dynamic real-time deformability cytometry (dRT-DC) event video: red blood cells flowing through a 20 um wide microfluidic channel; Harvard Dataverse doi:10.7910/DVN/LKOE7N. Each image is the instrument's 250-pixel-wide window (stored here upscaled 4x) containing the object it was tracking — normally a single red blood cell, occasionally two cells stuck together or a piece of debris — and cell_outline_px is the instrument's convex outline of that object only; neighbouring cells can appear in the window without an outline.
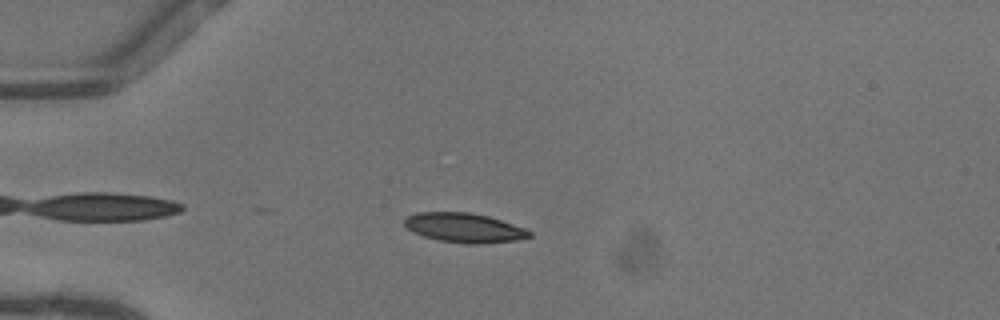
{"species": "common noctule bat (a hibernating species)", "species_latin": "Nyctalus noctula", "temperature_condition": "warm", "stored_images_in_passage": 34, "camera_frame_rate_fps": 3000, "um_per_image_px": 0.085, "animal": {"sex": "female"}, "frame": {"image": 1, "passage_image": 6, "time_ms": 1.667, "image_size_px": [1000, 320], "cell_outline_px": [[532, 236], [516, 240], [480, 244], [468, 244], [440, 240], [424, 236], [412, 232], [404, 224], [404, 220], [408, 216], [416, 212], [468, 212], [488, 216], [524, 228], [532, 232]], "centroid_in_image_um": [39.45, 19.36], "position_along_channel_um": 45.6, "area_um2": 21.27}}
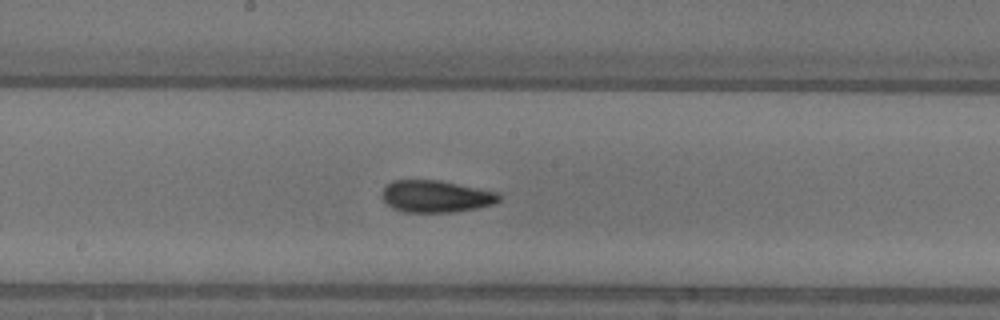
{"frame": {"image": 2, "passage_image": 20, "time_ms": 6.333, "image_size_px": [1000, 320], "cell_outline_px": [[500, 200], [492, 204], [476, 208], [452, 212], [404, 212], [392, 208], [384, 204], [380, 196], [380, 192], [392, 180], [440, 180], [500, 192]], "centroid_in_image_um": [37.01, 16.69], "position_along_channel_um": 211.2, "area_um2": 22.14}}
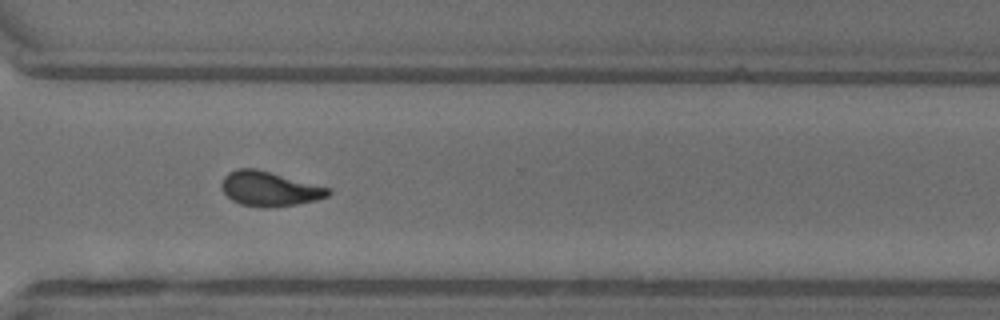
{"frame": {"image": 3, "passage_image": 30, "time_ms": 9.667, "image_size_px": [1000, 320], "cell_outline_px": [[332, 192], [328, 196], [316, 200], [296, 204], [268, 208], [264, 208], [240, 204], [232, 200], [224, 192], [220, 184], [224, 176], [228, 172], [236, 168], [256, 168], [332, 188]], "centroid_in_image_um": [22.91, 16.04], "position_along_channel_um": 347.7, "area_um2": 21.73}, "authors_computed_cell_mechanics": {"area_um2": 21.4438, "velocity_mm_per_s": 4.1095, "shape_relaxation_time_tau1_ms": 6.9737, "shape_relaxation_time_tau2_ms": 2.1512, "deformation_change_tau1": 0.2043, "deformation_change_tau2": 0.0717}}